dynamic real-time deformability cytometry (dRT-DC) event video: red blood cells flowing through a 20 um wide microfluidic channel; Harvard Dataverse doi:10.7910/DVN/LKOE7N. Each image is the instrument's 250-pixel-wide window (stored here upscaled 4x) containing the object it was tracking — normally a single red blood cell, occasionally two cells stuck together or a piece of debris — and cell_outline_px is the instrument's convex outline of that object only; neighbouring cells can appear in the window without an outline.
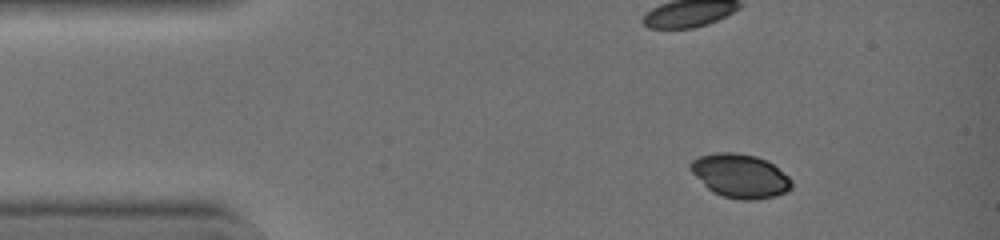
{"species": "common noctule bat (a hibernating species)", "species_latin": "Nyctalus noctula", "temperature_condition": "warm", "stored_images_in_passage": 36, "camera_frame_rate_fps": 3000, "um_per_image_px": 0.085, "animal": {"sex": "female", "body_mass_g": 19.0, "forearm_length_mm": 51.5}, "frame": {"image": 1, "passage_image": 1, "time_ms": 0.0, "image_size_px": [1000, 240], "cell_outline_px": [[792, 188], [788, 192], [776, 196], [756, 200], [740, 200], [724, 196], [712, 192], [688, 168], [688, 164], [692, 160], [700, 156], [712, 152], [736, 152], [756, 156], [768, 160], [788, 176], [792, 180]], "centroid_in_image_um": [62.93, 14.94], "position_along_channel_um": 22.1, "area_um2": 26.07}}